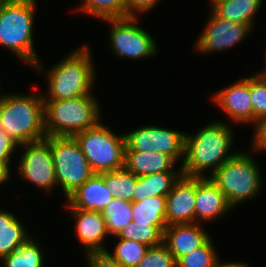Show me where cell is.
I'll return each mask as SVG.
<instances>
[{"mask_svg":"<svg viewBox=\"0 0 266 267\" xmlns=\"http://www.w3.org/2000/svg\"><path fill=\"white\" fill-rule=\"evenodd\" d=\"M230 124L222 121L209 122L193 134L185 133L182 173L188 177L211 176L222 164L235 156L230 152L235 139ZM207 170V172H206Z\"/></svg>","mask_w":266,"mask_h":267,"instance_id":"1","label":"cell"},{"mask_svg":"<svg viewBox=\"0 0 266 267\" xmlns=\"http://www.w3.org/2000/svg\"><path fill=\"white\" fill-rule=\"evenodd\" d=\"M37 0H0V45L13 52L23 64L43 72L34 47L33 25Z\"/></svg>","mask_w":266,"mask_h":267,"instance_id":"2","label":"cell"},{"mask_svg":"<svg viewBox=\"0 0 266 267\" xmlns=\"http://www.w3.org/2000/svg\"><path fill=\"white\" fill-rule=\"evenodd\" d=\"M0 128L19 146L45 139L43 94L0 93Z\"/></svg>","mask_w":266,"mask_h":267,"instance_id":"3","label":"cell"},{"mask_svg":"<svg viewBox=\"0 0 266 267\" xmlns=\"http://www.w3.org/2000/svg\"><path fill=\"white\" fill-rule=\"evenodd\" d=\"M88 45H81L45 72L48 83L44 100H68L94 94L96 65Z\"/></svg>","mask_w":266,"mask_h":267,"instance_id":"4","label":"cell"},{"mask_svg":"<svg viewBox=\"0 0 266 267\" xmlns=\"http://www.w3.org/2000/svg\"><path fill=\"white\" fill-rule=\"evenodd\" d=\"M95 95L68 100H44L46 136L74 137L95 127L101 120V107Z\"/></svg>","mask_w":266,"mask_h":267,"instance_id":"5","label":"cell"},{"mask_svg":"<svg viewBox=\"0 0 266 267\" xmlns=\"http://www.w3.org/2000/svg\"><path fill=\"white\" fill-rule=\"evenodd\" d=\"M255 161L250 152L239 151L208 176L232 208L259 195L262 190L261 170Z\"/></svg>","mask_w":266,"mask_h":267,"instance_id":"6","label":"cell"},{"mask_svg":"<svg viewBox=\"0 0 266 267\" xmlns=\"http://www.w3.org/2000/svg\"><path fill=\"white\" fill-rule=\"evenodd\" d=\"M101 122L74 136L94 174L124 168V133L115 134Z\"/></svg>","mask_w":266,"mask_h":267,"instance_id":"7","label":"cell"},{"mask_svg":"<svg viewBox=\"0 0 266 267\" xmlns=\"http://www.w3.org/2000/svg\"><path fill=\"white\" fill-rule=\"evenodd\" d=\"M51 147L56 181L67 198L94 173L74 137L46 136Z\"/></svg>","mask_w":266,"mask_h":267,"instance_id":"8","label":"cell"},{"mask_svg":"<svg viewBox=\"0 0 266 267\" xmlns=\"http://www.w3.org/2000/svg\"><path fill=\"white\" fill-rule=\"evenodd\" d=\"M140 16L126 18L104 19L109 23L110 49L122 59L142 60L152 58L158 50L153 37L138 25Z\"/></svg>","mask_w":266,"mask_h":267,"instance_id":"9","label":"cell"},{"mask_svg":"<svg viewBox=\"0 0 266 267\" xmlns=\"http://www.w3.org/2000/svg\"><path fill=\"white\" fill-rule=\"evenodd\" d=\"M125 151H157L172 157L177 163L184 160L185 133L169 128L146 125L124 133Z\"/></svg>","mask_w":266,"mask_h":267,"instance_id":"10","label":"cell"},{"mask_svg":"<svg viewBox=\"0 0 266 267\" xmlns=\"http://www.w3.org/2000/svg\"><path fill=\"white\" fill-rule=\"evenodd\" d=\"M19 148H24L17 164L19 176L50 194L58 186L50 143L43 139L22 144Z\"/></svg>","mask_w":266,"mask_h":267,"instance_id":"11","label":"cell"},{"mask_svg":"<svg viewBox=\"0 0 266 267\" xmlns=\"http://www.w3.org/2000/svg\"><path fill=\"white\" fill-rule=\"evenodd\" d=\"M208 16V21L194 44L199 53L226 51L242 42L253 30L249 24H234L216 16L212 11Z\"/></svg>","mask_w":266,"mask_h":267,"instance_id":"12","label":"cell"},{"mask_svg":"<svg viewBox=\"0 0 266 267\" xmlns=\"http://www.w3.org/2000/svg\"><path fill=\"white\" fill-rule=\"evenodd\" d=\"M228 118L238 124L248 123L253 127V106L250 99V77L218 90L211 98Z\"/></svg>","mask_w":266,"mask_h":267,"instance_id":"13","label":"cell"},{"mask_svg":"<svg viewBox=\"0 0 266 267\" xmlns=\"http://www.w3.org/2000/svg\"><path fill=\"white\" fill-rule=\"evenodd\" d=\"M166 223H195L196 177L182 175L166 196Z\"/></svg>","mask_w":266,"mask_h":267,"instance_id":"14","label":"cell"},{"mask_svg":"<svg viewBox=\"0 0 266 267\" xmlns=\"http://www.w3.org/2000/svg\"><path fill=\"white\" fill-rule=\"evenodd\" d=\"M76 221V234L85 254L105 252V237H110L102 212L68 208Z\"/></svg>","mask_w":266,"mask_h":267,"instance_id":"15","label":"cell"},{"mask_svg":"<svg viewBox=\"0 0 266 267\" xmlns=\"http://www.w3.org/2000/svg\"><path fill=\"white\" fill-rule=\"evenodd\" d=\"M231 210L223 192L208 177H196L195 223L215 221Z\"/></svg>","mask_w":266,"mask_h":267,"instance_id":"16","label":"cell"},{"mask_svg":"<svg viewBox=\"0 0 266 267\" xmlns=\"http://www.w3.org/2000/svg\"><path fill=\"white\" fill-rule=\"evenodd\" d=\"M210 237L202 224H172L163 232V244L177 261L180 257L201 247Z\"/></svg>","mask_w":266,"mask_h":267,"instance_id":"17","label":"cell"},{"mask_svg":"<svg viewBox=\"0 0 266 267\" xmlns=\"http://www.w3.org/2000/svg\"><path fill=\"white\" fill-rule=\"evenodd\" d=\"M114 199L99 174H93L66 198L68 208L102 212Z\"/></svg>","mask_w":266,"mask_h":267,"instance_id":"18","label":"cell"},{"mask_svg":"<svg viewBox=\"0 0 266 267\" xmlns=\"http://www.w3.org/2000/svg\"><path fill=\"white\" fill-rule=\"evenodd\" d=\"M177 162L167 154L157 151H125L124 167L136 176L157 172L182 171L181 166L175 169Z\"/></svg>","mask_w":266,"mask_h":267,"instance_id":"19","label":"cell"},{"mask_svg":"<svg viewBox=\"0 0 266 267\" xmlns=\"http://www.w3.org/2000/svg\"><path fill=\"white\" fill-rule=\"evenodd\" d=\"M264 0H219L210 4V10L218 17L234 24H249L254 28L257 12Z\"/></svg>","mask_w":266,"mask_h":267,"instance_id":"20","label":"cell"},{"mask_svg":"<svg viewBox=\"0 0 266 267\" xmlns=\"http://www.w3.org/2000/svg\"><path fill=\"white\" fill-rule=\"evenodd\" d=\"M182 175V171H167L137 176L133 202L154 196L166 197Z\"/></svg>","mask_w":266,"mask_h":267,"instance_id":"21","label":"cell"},{"mask_svg":"<svg viewBox=\"0 0 266 267\" xmlns=\"http://www.w3.org/2000/svg\"><path fill=\"white\" fill-rule=\"evenodd\" d=\"M9 210L0 209V260L17 250L32 235Z\"/></svg>","mask_w":266,"mask_h":267,"instance_id":"22","label":"cell"},{"mask_svg":"<svg viewBox=\"0 0 266 267\" xmlns=\"http://www.w3.org/2000/svg\"><path fill=\"white\" fill-rule=\"evenodd\" d=\"M166 197L154 196L132 202V221L139 225H155L162 233L166 223Z\"/></svg>","mask_w":266,"mask_h":267,"instance_id":"23","label":"cell"},{"mask_svg":"<svg viewBox=\"0 0 266 267\" xmlns=\"http://www.w3.org/2000/svg\"><path fill=\"white\" fill-rule=\"evenodd\" d=\"M34 236L28 238L17 250L3 257V267H45L44 251Z\"/></svg>","mask_w":266,"mask_h":267,"instance_id":"24","label":"cell"},{"mask_svg":"<svg viewBox=\"0 0 266 267\" xmlns=\"http://www.w3.org/2000/svg\"><path fill=\"white\" fill-rule=\"evenodd\" d=\"M99 175L103 178L114 198L133 202V193L137 184V176L134 173L124 167L110 172H103Z\"/></svg>","mask_w":266,"mask_h":267,"instance_id":"25","label":"cell"},{"mask_svg":"<svg viewBox=\"0 0 266 267\" xmlns=\"http://www.w3.org/2000/svg\"><path fill=\"white\" fill-rule=\"evenodd\" d=\"M105 218L107 231L112 236H117L124 227L132 222V202L114 198L102 211Z\"/></svg>","mask_w":266,"mask_h":267,"instance_id":"26","label":"cell"},{"mask_svg":"<svg viewBox=\"0 0 266 267\" xmlns=\"http://www.w3.org/2000/svg\"><path fill=\"white\" fill-rule=\"evenodd\" d=\"M82 3L77 8L80 12L101 20L126 18L124 0H83Z\"/></svg>","mask_w":266,"mask_h":267,"instance_id":"27","label":"cell"},{"mask_svg":"<svg viewBox=\"0 0 266 267\" xmlns=\"http://www.w3.org/2000/svg\"><path fill=\"white\" fill-rule=\"evenodd\" d=\"M114 237L118 240V243L114 247L113 253L108 249L106 250L108 254L122 267H137L149 247L139 242L119 239L117 236Z\"/></svg>","mask_w":266,"mask_h":267,"instance_id":"28","label":"cell"},{"mask_svg":"<svg viewBox=\"0 0 266 267\" xmlns=\"http://www.w3.org/2000/svg\"><path fill=\"white\" fill-rule=\"evenodd\" d=\"M117 237L139 242L148 247L158 246L163 243V233L155 225L137 226L134 221L124 227Z\"/></svg>","mask_w":266,"mask_h":267,"instance_id":"29","label":"cell"},{"mask_svg":"<svg viewBox=\"0 0 266 267\" xmlns=\"http://www.w3.org/2000/svg\"><path fill=\"white\" fill-rule=\"evenodd\" d=\"M250 99L255 127L260 121L266 119V70L250 76Z\"/></svg>","mask_w":266,"mask_h":267,"instance_id":"30","label":"cell"},{"mask_svg":"<svg viewBox=\"0 0 266 267\" xmlns=\"http://www.w3.org/2000/svg\"><path fill=\"white\" fill-rule=\"evenodd\" d=\"M213 243L209 238L201 247L180 257L176 261V267H214L219 253Z\"/></svg>","mask_w":266,"mask_h":267,"instance_id":"31","label":"cell"},{"mask_svg":"<svg viewBox=\"0 0 266 267\" xmlns=\"http://www.w3.org/2000/svg\"><path fill=\"white\" fill-rule=\"evenodd\" d=\"M137 267H176V260L162 243L158 246L149 247Z\"/></svg>","mask_w":266,"mask_h":267,"instance_id":"32","label":"cell"},{"mask_svg":"<svg viewBox=\"0 0 266 267\" xmlns=\"http://www.w3.org/2000/svg\"><path fill=\"white\" fill-rule=\"evenodd\" d=\"M160 0H124L126 6V17L139 15L151 12ZM139 14V15H138Z\"/></svg>","mask_w":266,"mask_h":267,"instance_id":"33","label":"cell"},{"mask_svg":"<svg viewBox=\"0 0 266 267\" xmlns=\"http://www.w3.org/2000/svg\"><path fill=\"white\" fill-rule=\"evenodd\" d=\"M87 256L88 267H122L107 251L92 252L85 254Z\"/></svg>","mask_w":266,"mask_h":267,"instance_id":"34","label":"cell"},{"mask_svg":"<svg viewBox=\"0 0 266 267\" xmlns=\"http://www.w3.org/2000/svg\"><path fill=\"white\" fill-rule=\"evenodd\" d=\"M19 145L0 128V161L7 162L9 165L12 163V154L18 150Z\"/></svg>","mask_w":266,"mask_h":267,"instance_id":"35","label":"cell"},{"mask_svg":"<svg viewBox=\"0 0 266 267\" xmlns=\"http://www.w3.org/2000/svg\"><path fill=\"white\" fill-rule=\"evenodd\" d=\"M254 136L252 141L253 151L262 153L266 151V119L260 121L254 128Z\"/></svg>","mask_w":266,"mask_h":267,"instance_id":"36","label":"cell"},{"mask_svg":"<svg viewBox=\"0 0 266 267\" xmlns=\"http://www.w3.org/2000/svg\"><path fill=\"white\" fill-rule=\"evenodd\" d=\"M11 175V165L7 162L0 161V185L5 182L7 183Z\"/></svg>","mask_w":266,"mask_h":267,"instance_id":"37","label":"cell"},{"mask_svg":"<svg viewBox=\"0 0 266 267\" xmlns=\"http://www.w3.org/2000/svg\"><path fill=\"white\" fill-rule=\"evenodd\" d=\"M248 263L241 261H221L220 257L216 260L214 267H248Z\"/></svg>","mask_w":266,"mask_h":267,"instance_id":"38","label":"cell"},{"mask_svg":"<svg viewBox=\"0 0 266 267\" xmlns=\"http://www.w3.org/2000/svg\"><path fill=\"white\" fill-rule=\"evenodd\" d=\"M216 1H219V0H210L209 2H211V4H212L213 2H216Z\"/></svg>","mask_w":266,"mask_h":267,"instance_id":"39","label":"cell"}]
</instances>
